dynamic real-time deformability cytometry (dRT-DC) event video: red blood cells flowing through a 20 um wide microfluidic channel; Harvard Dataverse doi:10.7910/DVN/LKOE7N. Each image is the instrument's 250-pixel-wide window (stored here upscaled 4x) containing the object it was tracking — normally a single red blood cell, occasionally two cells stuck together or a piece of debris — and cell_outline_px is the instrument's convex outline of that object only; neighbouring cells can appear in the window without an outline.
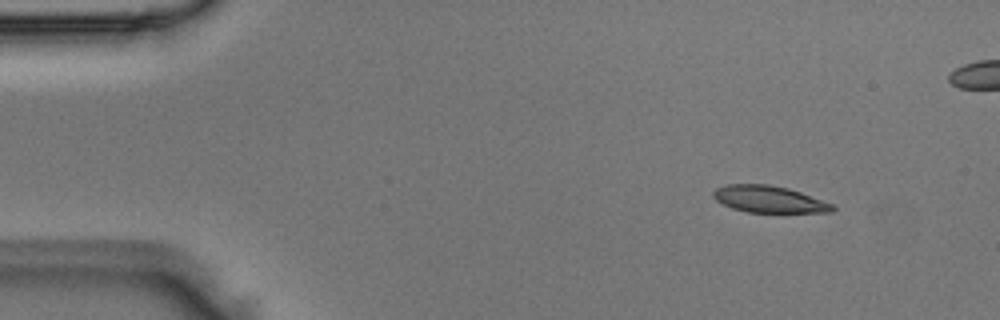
{"species": "Egyptian fruit bat (a non-hibernating species)", "species_latin": "Rousettus aegyptiacus", "temperature_condition": "room temperature", "stored_images_in_passage": 29, "camera_frame_rate_fps": 3000, "um_per_image_px": 0.085, "animal": {"sex": "male"}, "frame": {"image": 1, "passage_image": 2, "time_ms": 0.333, "image_size_px": [1000, 320], "cell_outline_px": [[836, 208], [832, 212], [748, 212], [732, 208], [716, 200], [712, 196], [712, 192], [716, 188], [728, 184], [768, 184], [788, 188], [800, 192], [832, 204]], "centroid_in_image_um": [65.34, 16.93], "position_along_channel_um": 19.7, "area_um2": 18.44}}
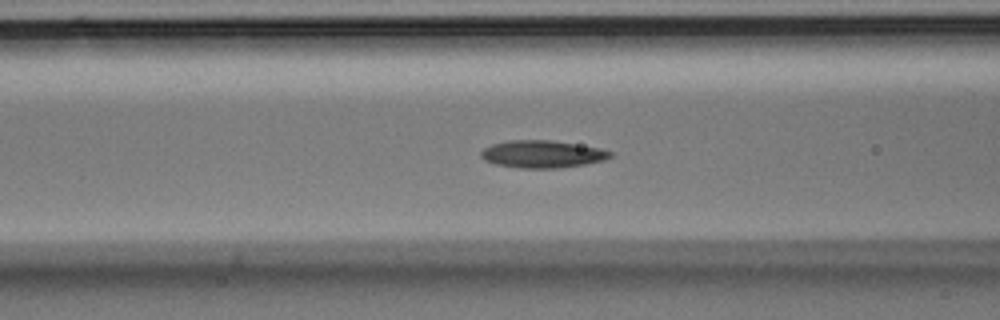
{"frame": {"image": 2, "passage_image": 16, "time_ms": 5.0, "image_size_px": [1000, 320], "cell_outline_px": [[612, 156], [604, 160], [584, 164], [560, 168], [520, 168], [496, 164], [484, 160], [480, 156], [480, 152], [484, 148], [492, 144], [508, 140], [552, 140], [600, 148], [612, 152]], "centroid_in_image_um": [46.07, 13.09], "position_along_channel_um": 120.5, "area_um2": 20.63}}
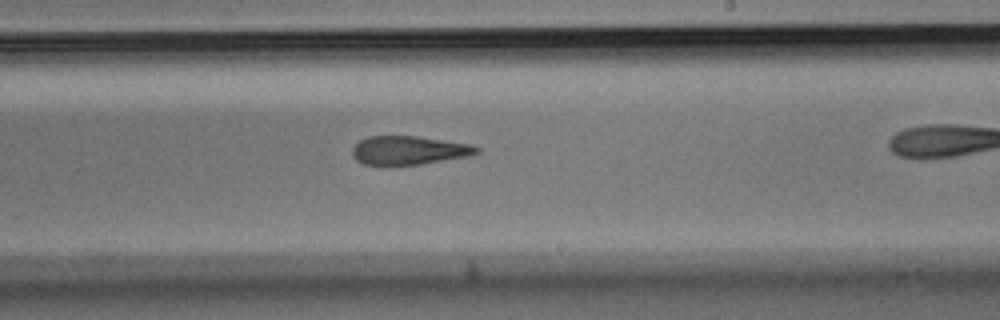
{"frame": {"image": 3, "passage_image": 23, "time_ms": 7.333, "image_size_px": [1000, 320], "cell_outline_px": [[480, 152], [468, 156], [420, 164], [388, 168], [380, 168], [364, 164], [356, 160], [352, 156], [352, 148], [360, 140], [368, 136], [416, 136], [472, 144], [480, 148]], "centroid_in_image_um": [34.69, 12.82], "position_along_channel_um": 254.3, "area_um2": 21.5}}